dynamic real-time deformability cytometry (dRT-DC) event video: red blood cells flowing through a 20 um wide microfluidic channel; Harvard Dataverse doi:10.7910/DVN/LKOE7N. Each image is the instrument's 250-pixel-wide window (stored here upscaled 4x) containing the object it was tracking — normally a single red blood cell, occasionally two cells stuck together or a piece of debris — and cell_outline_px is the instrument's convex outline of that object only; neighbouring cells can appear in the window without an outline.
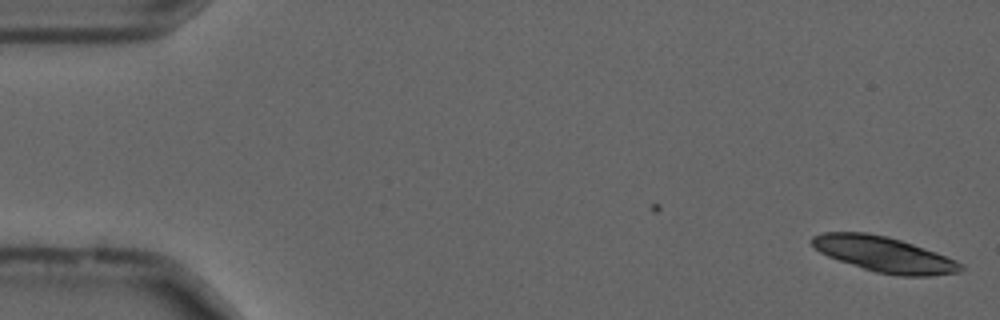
{"species": "common noctule bat (a hibernating species)", "species_latin": "Nyctalus noctula", "temperature_condition": "cold", "stored_images_in_passage": 7, "camera_frame_rate_fps": 3000, "um_per_image_px": 0.085, "animal": {"sex": "male", "forearm_length_mm": 52.5}, "frame": {"image": 1, "passage_image": 7, "time_ms": 2.0, "image_size_px": [1000, 320], "cell_outline_px": [[964, 268], [960, 272], [932, 276], [900, 276], [876, 272], [828, 256], [820, 252], [808, 240], [812, 236], [820, 232], [868, 232], [888, 236], [936, 252], [956, 260], [964, 264]], "centroid_in_image_um": [75.16, 21.61], "position_along_channel_um": 9.8, "area_um2": 30.69}}